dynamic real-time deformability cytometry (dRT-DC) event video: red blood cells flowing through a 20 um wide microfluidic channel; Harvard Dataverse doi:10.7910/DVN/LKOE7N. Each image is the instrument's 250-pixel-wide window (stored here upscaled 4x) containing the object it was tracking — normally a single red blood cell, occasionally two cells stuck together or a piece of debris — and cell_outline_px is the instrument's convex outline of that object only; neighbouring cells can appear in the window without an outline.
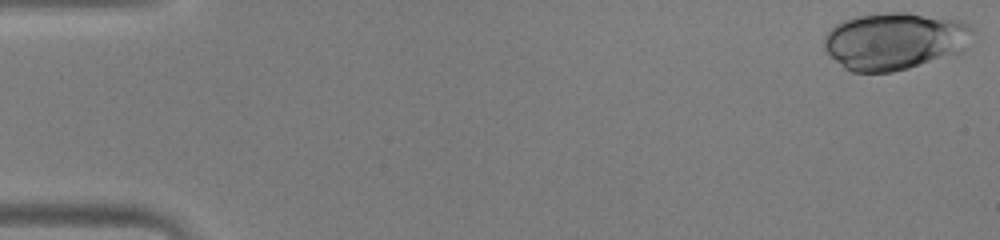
{"species": "human", "species_latin": "Homo sapiens", "temperature_condition": "warm", "stored_images_in_passage": 48, "camera_frame_rate_fps": 3000, "um_per_image_px": 0.085, "donor": {"sex": "male"}, "frame": {"image": 1, "passage_image": 1, "time_ms": 0.0, "image_size_px": [1000, 240], "cell_outline_px": [[976, 32], [964, 52], [956, 56], [892, 72], [852, 72], [844, 68], [824, 48], [824, 36], [828, 28], [844, 20], [856, 16], [888, 12], [908, 12], [964, 20]], "centroid_in_image_um": [76.14, 3.48], "position_along_channel_um": 8.9, "area_um2": 50.63}}
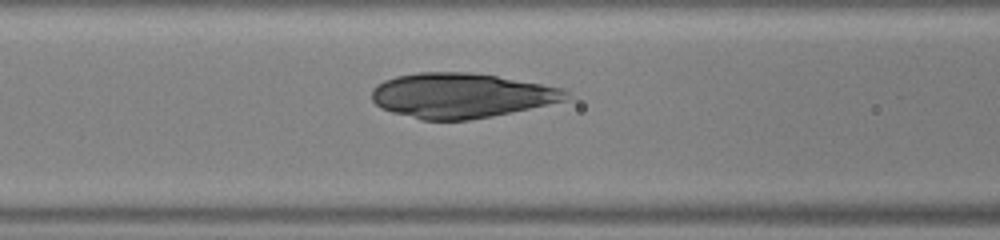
{"frame": {"image": 2, "passage_image": 20, "time_ms": 6.333, "image_size_px": [1000, 240], "cell_outline_px": [[568, 100], [492, 116], [468, 120], [420, 120], [392, 112], [380, 108], [372, 100], [372, 88], [376, 84], [384, 80], [396, 76], [420, 72], [472, 72], [496, 76], [564, 88], [568, 92]], "centroid_in_image_um": [39.17, 8.12], "position_along_channel_um": 127.4, "area_um2": 50.81}}
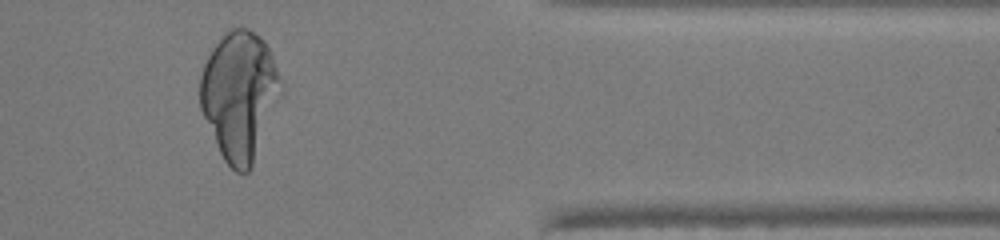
{"frame": {"image": 3, "passage_image": 40, "time_ms": 13.0, "image_size_px": [1000, 240], "cell_outline_px": [[284, 84], [252, 164], [248, 172], [236, 172], [224, 160], [220, 152], [200, 108], [200, 76], [204, 64], [212, 48], [232, 28], [248, 28], [260, 36], [264, 40], [272, 56]], "centroid_in_image_um": [20.35, 8.08], "position_along_channel_um": 391.1, "area_um2": 59.42}}